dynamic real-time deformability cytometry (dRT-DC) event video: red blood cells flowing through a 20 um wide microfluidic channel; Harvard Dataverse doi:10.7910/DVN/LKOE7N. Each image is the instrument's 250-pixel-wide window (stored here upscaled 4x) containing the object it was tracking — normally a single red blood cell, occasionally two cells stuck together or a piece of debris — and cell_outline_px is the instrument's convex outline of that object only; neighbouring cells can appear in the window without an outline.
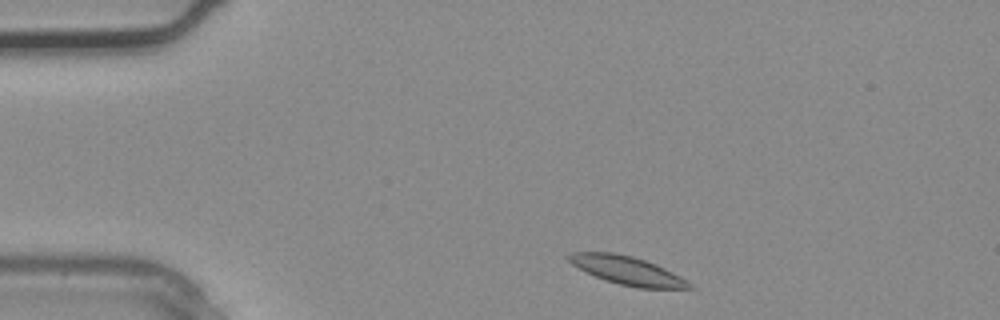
{"species": "common noctule bat (a hibernating species)", "species_latin": "Nyctalus noctula", "temperature_condition": "warm", "stored_images_in_passage": 2, "camera_frame_rate_fps": 3000, "um_per_image_px": 0.085, "animal": {"sex": "male", "body_mass_g": 20.4}, "frame": {"image": 1, "passage_image": 1, "time_ms": 0.0, "image_size_px": [1000, 320], "cell_outline_px": [[692, 288], [636, 288], [604, 280], [572, 264], [564, 256], [572, 252], [612, 252], [632, 256], [656, 264], [680, 276], [692, 284]], "centroid_in_image_um": [53.29, 22.98], "position_along_channel_um": 31.7, "area_um2": 19.71}}
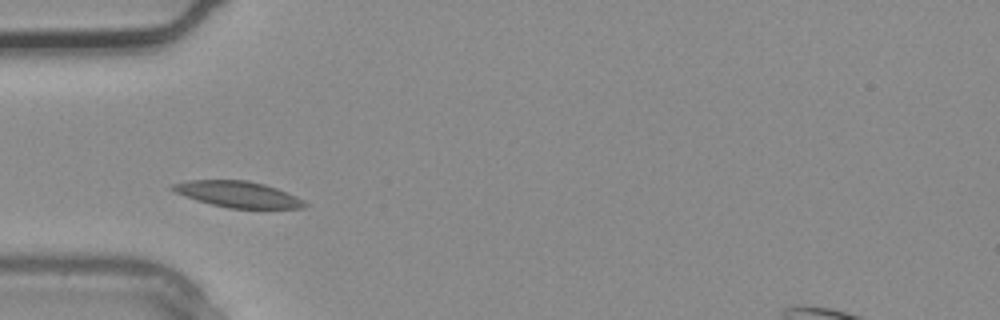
{"frame": {"image": 2, "passage_image": 2, "time_ms": 0.333, "image_size_px": [1000, 320], "cell_outline_px": [[308, 204], [304, 208], [228, 208], [196, 200], [176, 192], [168, 188], [172, 184], [188, 180], [248, 180], [264, 184], [276, 188], [296, 196], [304, 200]], "centroid_in_image_um": [20.22, 16.51], "position_along_channel_um": 64.8, "area_um2": 20.0}}